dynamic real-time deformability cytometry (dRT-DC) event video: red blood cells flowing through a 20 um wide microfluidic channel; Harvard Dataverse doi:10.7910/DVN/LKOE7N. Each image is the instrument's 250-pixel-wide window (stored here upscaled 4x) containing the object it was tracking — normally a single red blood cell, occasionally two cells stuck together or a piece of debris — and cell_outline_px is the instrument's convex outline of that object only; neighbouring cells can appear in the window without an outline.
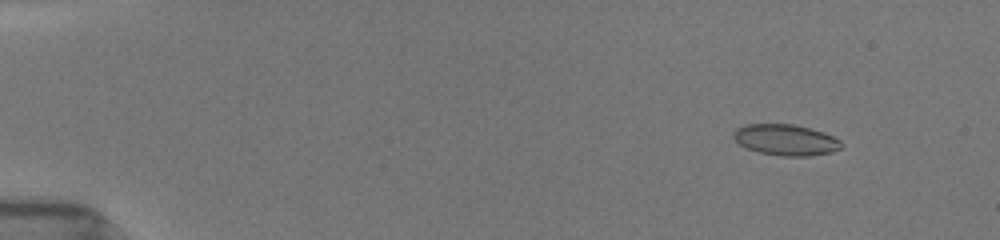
{"species": "common noctule bat (a hibernating species)", "species_latin": "Nyctalus noctula", "temperature_condition": "room temperature", "stored_images_in_passage": 45, "camera_frame_rate_fps": 3000, "um_per_image_px": 0.085, "animal": {"sex": "female", "body_mass_g": 19.5, "forearm_length_mm": 54.1}, "frame": {"image": 1, "passage_image": 3, "time_ms": 0.667, "image_size_px": [1000, 240], "cell_outline_px": [[844, 144], [840, 148], [832, 152], [808, 156], [784, 156], [760, 152], [748, 148], [740, 144], [732, 136], [744, 124], [792, 124], [808, 128], [832, 136], [840, 140]], "centroid_in_image_um": [66.82, 11.89], "position_along_channel_um": 18.2, "area_um2": 19.07}}
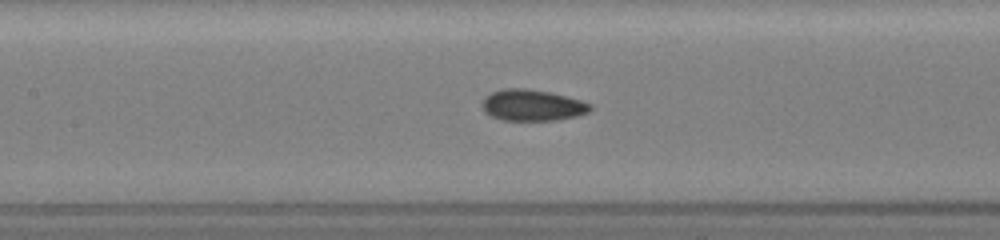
{"frame": {"image": 2, "passage_image": 20, "time_ms": 6.333, "image_size_px": [1000, 240], "cell_outline_px": [[592, 108], [588, 112], [576, 116], [556, 120], [500, 120], [484, 112], [480, 104], [484, 96], [492, 92], [504, 88], [524, 88], [548, 92], [580, 100], [592, 104]], "centroid_in_image_um": [45.19, 8.94], "position_along_channel_um": 162.2, "area_um2": 19.71}}
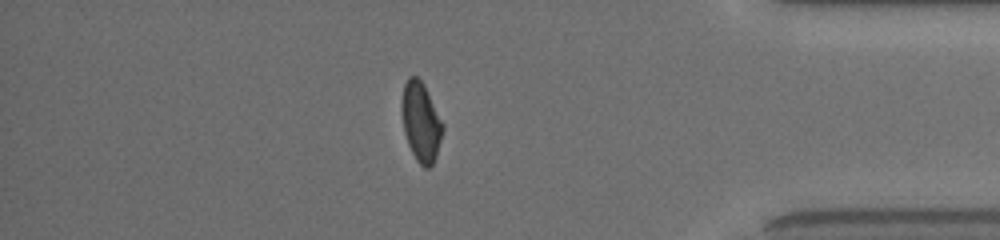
{"frame": {"image": 3, "passage_image": 40, "time_ms": 13.0, "image_size_px": [1000, 240], "cell_outline_px": [[444, 128], [436, 156], [432, 164], [428, 168], [424, 168], [416, 160], [408, 144], [404, 132], [400, 112], [400, 100], [404, 84], [408, 76], [416, 76], [424, 84], [444, 124]], "centroid_in_image_um": [35.75, 10.33], "position_along_channel_um": 399.4, "area_um2": 19.25}, "authors_computed_cell_mechanics": {"area_um2": 19.3052, "velocity_mm_per_s": 3.9623, "shape_relaxation_time_tau1_ms": 5.0121, "shape_relaxation_time_tau2_ms": 1.9105, "deformation_change_tau1": 0.1274, "deformation_change_tau2": 0.0586}}